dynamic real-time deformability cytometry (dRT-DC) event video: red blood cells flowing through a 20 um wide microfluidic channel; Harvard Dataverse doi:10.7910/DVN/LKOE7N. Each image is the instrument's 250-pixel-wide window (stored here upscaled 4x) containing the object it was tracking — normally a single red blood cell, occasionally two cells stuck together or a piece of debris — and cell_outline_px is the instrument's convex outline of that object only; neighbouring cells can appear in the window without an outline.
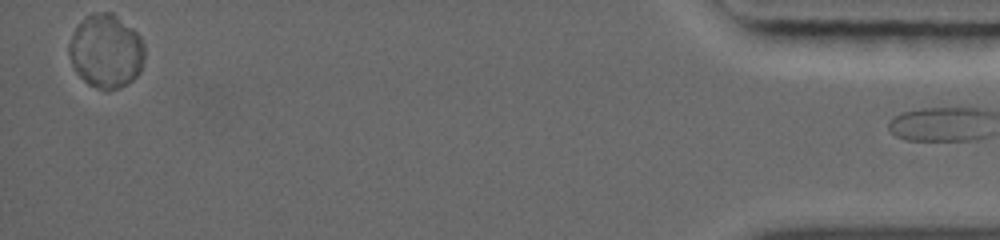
{"species": "common noctule bat (a hibernating species)", "species_latin": "Nyctalus noctula", "temperature_condition": "warm", "stored_images_in_passage": 31, "segment_of_instrument_passage": [2, 2], "camera_frame_rate_fps": 5000, "um_per_image_px": 0.085, "animal": {"sex": "female", "body_mass_g": 19.0, "forearm_length_mm": 56.7}, "frame": {"image": 1, "passage_image": 31, "time_ms": 11.4, "image_size_px": [1000, 240], "cell_outline_px": [[984, 112], [956, 140], [912, 140], [900, 136], [892, 120], [896, 116], [904, 112], [924, 108], [976, 108]], "centroid_in_image_um": [79.53, 10.47], "position_along_channel_um": 355.7, "area_um2": 16.53}}